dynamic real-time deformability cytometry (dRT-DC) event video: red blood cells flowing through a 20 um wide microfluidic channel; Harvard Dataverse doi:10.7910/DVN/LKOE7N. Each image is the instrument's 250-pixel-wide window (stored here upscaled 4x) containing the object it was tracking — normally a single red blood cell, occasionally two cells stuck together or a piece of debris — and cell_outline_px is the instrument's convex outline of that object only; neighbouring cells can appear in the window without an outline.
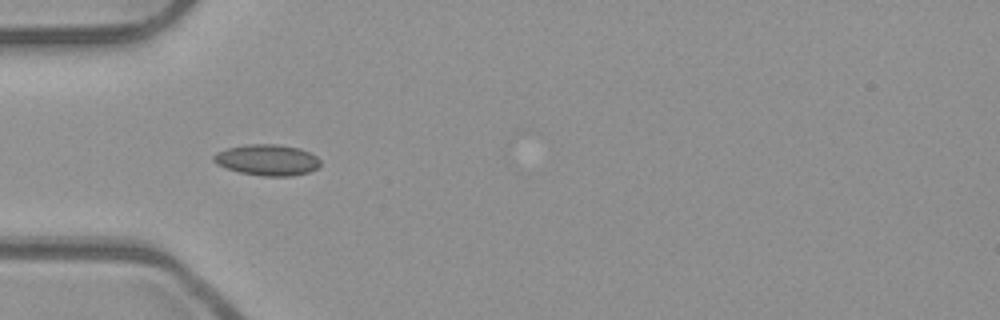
{"species": "common noctule bat (a hibernating species)", "species_latin": "Nyctalus noctula", "temperature_condition": "room temperature", "stored_images_in_passage": 53, "camera_frame_rate_fps": 3000, "um_per_image_px": 0.085, "animal": {"sex": "male", "body_mass_g": 23.1, "forearm_length_mm": 52.7}, "frame": {"image": 1, "passage_image": 17, "time_ms": 5.333, "image_size_px": [1000, 320], "cell_outline_px": [[320, 164], [316, 168], [308, 172], [292, 176], [264, 176], [240, 172], [216, 164], [212, 160], [212, 156], [216, 152], [228, 148], [248, 144], [276, 144], [300, 148], [316, 156], [320, 160]], "centroid_in_image_um": [22.7, 13.59], "position_along_channel_um": 62.3, "area_um2": 19.19}}
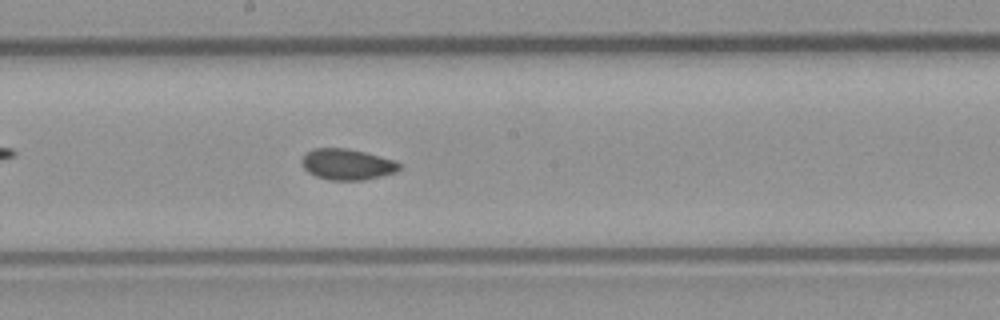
{"frame": {"image": 2, "passage_image": 29, "time_ms": 9.333, "image_size_px": [1000, 320], "cell_outline_px": [[400, 168], [396, 172], [364, 180], [328, 180], [316, 176], [308, 172], [300, 164], [300, 160], [308, 152], [316, 148], [344, 148], [364, 152], [396, 160], [400, 164]], "centroid_in_image_um": [29.5, 13.98], "position_along_channel_um": 218.7, "area_um2": 17.57}}
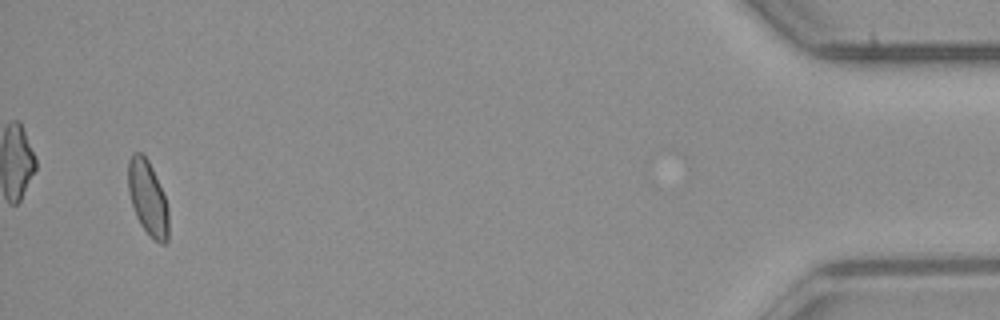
{"frame": {"image": 3, "passage_image": 51, "time_ms": 16.667, "image_size_px": [1000, 320], "cell_outline_px": [[168, 240], [164, 244], [160, 244], [140, 224], [136, 216], [128, 192], [128, 160], [132, 152], [140, 152], [148, 160], [152, 168], [164, 196], [168, 208]], "centroid_in_image_um": [12.55, 16.81], "position_along_channel_um": 422.7, "area_um2": 17.34}, "authors_computed_cell_mechanics": {"area_um2": 17.7446, "velocity_mm_per_s": 3.9358, "shape_relaxation_time_tau1_ms": 9.1649, "shape_relaxation_time_tau2_ms": 3.8954, "deformation_change_tau1": 0.1282, "deformation_change_tau2": 0.066}}